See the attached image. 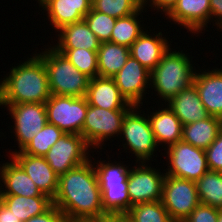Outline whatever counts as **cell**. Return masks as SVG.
<instances>
[{"instance_id":"cell-23","label":"cell","mask_w":222,"mask_h":222,"mask_svg":"<svg viewBox=\"0 0 222 222\" xmlns=\"http://www.w3.org/2000/svg\"><path fill=\"white\" fill-rule=\"evenodd\" d=\"M165 104L179 118L182 125L194 123L209 116L194 84L183 89Z\"/></svg>"},{"instance_id":"cell-36","label":"cell","mask_w":222,"mask_h":222,"mask_svg":"<svg viewBox=\"0 0 222 222\" xmlns=\"http://www.w3.org/2000/svg\"><path fill=\"white\" fill-rule=\"evenodd\" d=\"M205 153L209 170L222 172V130Z\"/></svg>"},{"instance_id":"cell-27","label":"cell","mask_w":222,"mask_h":222,"mask_svg":"<svg viewBox=\"0 0 222 222\" xmlns=\"http://www.w3.org/2000/svg\"><path fill=\"white\" fill-rule=\"evenodd\" d=\"M145 12L147 13L148 11L141 6L135 13L116 19L110 42L130 48L134 41L145 31L144 29L150 27L148 26L150 23L147 22V19L145 22L147 25L144 23L143 14L145 15Z\"/></svg>"},{"instance_id":"cell-3","label":"cell","mask_w":222,"mask_h":222,"mask_svg":"<svg viewBox=\"0 0 222 222\" xmlns=\"http://www.w3.org/2000/svg\"><path fill=\"white\" fill-rule=\"evenodd\" d=\"M183 50L180 46L174 47V49L170 46L157 66L151 71L149 93L151 92V95L155 93L156 98L152 101L156 105L161 104V101L164 102L163 104L167 103L183 89L193 84L197 69L196 64L192 63L194 56L191 57L190 53Z\"/></svg>"},{"instance_id":"cell-44","label":"cell","mask_w":222,"mask_h":222,"mask_svg":"<svg viewBox=\"0 0 222 222\" xmlns=\"http://www.w3.org/2000/svg\"><path fill=\"white\" fill-rule=\"evenodd\" d=\"M39 8L47 1V0H36Z\"/></svg>"},{"instance_id":"cell-24","label":"cell","mask_w":222,"mask_h":222,"mask_svg":"<svg viewBox=\"0 0 222 222\" xmlns=\"http://www.w3.org/2000/svg\"><path fill=\"white\" fill-rule=\"evenodd\" d=\"M221 130V118L209 115L205 119L183 125L182 140L194 147L207 149Z\"/></svg>"},{"instance_id":"cell-20","label":"cell","mask_w":222,"mask_h":222,"mask_svg":"<svg viewBox=\"0 0 222 222\" xmlns=\"http://www.w3.org/2000/svg\"><path fill=\"white\" fill-rule=\"evenodd\" d=\"M8 158L6 162H0V195L48 196L10 156Z\"/></svg>"},{"instance_id":"cell-7","label":"cell","mask_w":222,"mask_h":222,"mask_svg":"<svg viewBox=\"0 0 222 222\" xmlns=\"http://www.w3.org/2000/svg\"><path fill=\"white\" fill-rule=\"evenodd\" d=\"M10 114L11 121L9 124L11 127L9 131L11 133L12 139L14 138L15 150L12 148L9 150V155L21 151L32 138L43 129V127L48 123L47 111L45 103H21L12 105H0V108ZM16 147L18 149H16Z\"/></svg>"},{"instance_id":"cell-29","label":"cell","mask_w":222,"mask_h":222,"mask_svg":"<svg viewBox=\"0 0 222 222\" xmlns=\"http://www.w3.org/2000/svg\"><path fill=\"white\" fill-rule=\"evenodd\" d=\"M102 206L108 215H125L130 210L127 182L115 185H99Z\"/></svg>"},{"instance_id":"cell-10","label":"cell","mask_w":222,"mask_h":222,"mask_svg":"<svg viewBox=\"0 0 222 222\" xmlns=\"http://www.w3.org/2000/svg\"><path fill=\"white\" fill-rule=\"evenodd\" d=\"M161 202L174 222H183L200 204L196 183L165 175Z\"/></svg>"},{"instance_id":"cell-35","label":"cell","mask_w":222,"mask_h":222,"mask_svg":"<svg viewBox=\"0 0 222 222\" xmlns=\"http://www.w3.org/2000/svg\"><path fill=\"white\" fill-rule=\"evenodd\" d=\"M84 20L101 43L110 41L116 18L91 8Z\"/></svg>"},{"instance_id":"cell-34","label":"cell","mask_w":222,"mask_h":222,"mask_svg":"<svg viewBox=\"0 0 222 222\" xmlns=\"http://www.w3.org/2000/svg\"><path fill=\"white\" fill-rule=\"evenodd\" d=\"M92 9L116 19L135 13L142 0H92Z\"/></svg>"},{"instance_id":"cell-32","label":"cell","mask_w":222,"mask_h":222,"mask_svg":"<svg viewBox=\"0 0 222 222\" xmlns=\"http://www.w3.org/2000/svg\"><path fill=\"white\" fill-rule=\"evenodd\" d=\"M65 134L55 125L47 123L21 150L24 154L44 157L49 149Z\"/></svg>"},{"instance_id":"cell-18","label":"cell","mask_w":222,"mask_h":222,"mask_svg":"<svg viewBox=\"0 0 222 222\" xmlns=\"http://www.w3.org/2000/svg\"><path fill=\"white\" fill-rule=\"evenodd\" d=\"M10 157L27 173L43 194L54 198L58 188L59 175L50 167L45 157L15 152Z\"/></svg>"},{"instance_id":"cell-21","label":"cell","mask_w":222,"mask_h":222,"mask_svg":"<svg viewBox=\"0 0 222 222\" xmlns=\"http://www.w3.org/2000/svg\"><path fill=\"white\" fill-rule=\"evenodd\" d=\"M85 97L88 105L108 110L130 109L133 106L120 93L113 78H91Z\"/></svg>"},{"instance_id":"cell-9","label":"cell","mask_w":222,"mask_h":222,"mask_svg":"<svg viewBox=\"0 0 222 222\" xmlns=\"http://www.w3.org/2000/svg\"><path fill=\"white\" fill-rule=\"evenodd\" d=\"M45 106L49 124L55 125L64 133L82 136V128L88 109V101L85 96L71 97L51 94L45 102Z\"/></svg>"},{"instance_id":"cell-16","label":"cell","mask_w":222,"mask_h":222,"mask_svg":"<svg viewBox=\"0 0 222 222\" xmlns=\"http://www.w3.org/2000/svg\"><path fill=\"white\" fill-rule=\"evenodd\" d=\"M198 65L193 79L200 100L210 116L222 117V66L201 67Z\"/></svg>"},{"instance_id":"cell-38","label":"cell","mask_w":222,"mask_h":222,"mask_svg":"<svg viewBox=\"0 0 222 222\" xmlns=\"http://www.w3.org/2000/svg\"><path fill=\"white\" fill-rule=\"evenodd\" d=\"M176 1L177 0H142V6L146 10L151 9V10H148V12L151 11V13L152 11L155 12L157 10L155 13H152L154 15L156 13L157 15H159L161 12L160 17H159L161 18V17H164V15H166L173 8V6L176 4Z\"/></svg>"},{"instance_id":"cell-37","label":"cell","mask_w":222,"mask_h":222,"mask_svg":"<svg viewBox=\"0 0 222 222\" xmlns=\"http://www.w3.org/2000/svg\"><path fill=\"white\" fill-rule=\"evenodd\" d=\"M219 210L200 203L183 222H217Z\"/></svg>"},{"instance_id":"cell-14","label":"cell","mask_w":222,"mask_h":222,"mask_svg":"<svg viewBox=\"0 0 222 222\" xmlns=\"http://www.w3.org/2000/svg\"><path fill=\"white\" fill-rule=\"evenodd\" d=\"M150 76L151 72L130 55L113 79L130 104L145 105L144 103H149L145 99L149 98L146 94L150 95L147 93L150 91Z\"/></svg>"},{"instance_id":"cell-22","label":"cell","mask_w":222,"mask_h":222,"mask_svg":"<svg viewBox=\"0 0 222 222\" xmlns=\"http://www.w3.org/2000/svg\"><path fill=\"white\" fill-rule=\"evenodd\" d=\"M57 43L51 45L55 49H83L97 51L101 42L90 30L85 20L63 26L55 34Z\"/></svg>"},{"instance_id":"cell-31","label":"cell","mask_w":222,"mask_h":222,"mask_svg":"<svg viewBox=\"0 0 222 222\" xmlns=\"http://www.w3.org/2000/svg\"><path fill=\"white\" fill-rule=\"evenodd\" d=\"M124 216L129 222H174L161 201L136 204Z\"/></svg>"},{"instance_id":"cell-13","label":"cell","mask_w":222,"mask_h":222,"mask_svg":"<svg viewBox=\"0 0 222 222\" xmlns=\"http://www.w3.org/2000/svg\"><path fill=\"white\" fill-rule=\"evenodd\" d=\"M162 18L168 19L170 25H177L176 28L181 26V29H187L186 33L190 32L191 38L201 36L200 33L205 34L207 28H210L208 25H211L210 0H177Z\"/></svg>"},{"instance_id":"cell-11","label":"cell","mask_w":222,"mask_h":222,"mask_svg":"<svg viewBox=\"0 0 222 222\" xmlns=\"http://www.w3.org/2000/svg\"><path fill=\"white\" fill-rule=\"evenodd\" d=\"M135 164H131L127 178L130 207L144 202L161 201L166 175L164 169L154 168L149 162Z\"/></svg>"},{"instance_id":"cell-6","label":"cell","mask_w":222,"mask_h":222,"mask_svg":"<svg viewBox=\"0 0 222 222\" xmlns=\"http://www.w3.org/2000/svg\"><path fill=\"white\" fill-rule=\"evenodd\" d=\"M128 110L129 109L108 110L88 105L82 128V136L92 151L99 149L101 151L97 150V152L102 156L100 152L104 149L103 147L106 145V142L112 138L111 143L119 138L124 116Z\"/></svg>"},{"instance_id":"cell-2","label":"cell","mask_w":222,"mask_h":222,"mask_svg":"<svg viewBox=\"0 0 222 222\" xmlns=\"http://www.w3.org/2000/svg\"><path fill=\"white\" fill-rule=\"evenodd\" d=\"M12 66L0 79V105L45 103L51 96L48 73L35 53Z\"/></svg>"},{"instance_id":"cell-42","label":"cell","mask_w":222,"mask_h":222,"mask_svg":"<svg viewBox=\"0 0 222 222\" xmlns=\"http://www.w3.org/2000/svg\"><path fill=\"white\" fill-rule=\"evenodd\" d=\"M96 222H129L124 215H108Z\"/></svg>"},{"instance_id":"cell-17","label":"cell","mask_w":222,"mask_h":222,"mask_svg":"<svg viewBox=\"0 0 222 222\" xmlns=\"http://www.w3.org/2000/svg\"><path fill=\"white\" fill-rule=\"evenodd\" d=\"M92 0H47L40 8L54 33L63 26L84 20L92 8Z\"/></svg>"},{"instance_id":"cell-28","label":"cell","mask_w":222,"mask_h":222,"mask_svg":"<svg viewBox=\"0 0 222 222\" xmlns=\"http://www.w3.org/2000/svg\"><path fill=\"white\" fill-rule=\"evenodd\" d=\"M94 152L96 151L94 150L91 152L93 156H90V158L93 161V164L97 173L99 185H115V184H120L121 182H127V178L130 172L129 166H131V164L125 163V162H128V160L116 161L114 158L112 162L108 154H106V156H108L106 158L107 160H105L104 157H103L104 160H102V158H100L99 160L98 156H97L98 158L97 160L96 158L95 159L93 158L95 155Z\"/></svg>"},{"instance_id":"cell-39","label":"cell","mask_w":222,"mask_h":222,"mask_svg":"<svg viewBox=\"0 0 222 222\" xmlns=\"http://www.w3.org/2000/svg\"><path fill=\"white\" fill-rule=\"evenodd\" d=\"M23 222H66L63 212L54 204L43 214L29 218Z\"/></svg>"},{"instance_id":"cell-26","label":"cell","mask_w":222,"mask_h":222,"mask_svg":"<svg viewBox=\"0 0 222 222\" xmlns=\"http://www.w3.org/2000/svg\"><path fill=\"white\" fill-rule=\"evenodd\" d=\"M0 200L22 222L43 214L53 205V199L49 196L0 195Z\"/></svg>"},{"instance_id":"cell-4","label":"cell","mask_w":222,"mask_h":222,"mask_svg":"<svg viewBox=\"0 0 222 222\" xmlns=\"http://www.w3.org/2000/svg\"><path fill=\"white\" fill-rule=\"evenodd\" d=\"M144 105H133L125 114L121 134L119 136V146H122V152L132 154L135 157L132 164L142 162H153L156 160L157 151L160 147L157 145L151 123ZM121 138V139H120ZM155 157V159H154ZM154 159V160H153Z\"/></svg>"},{"instance_id":"cell-19","label":"cell","mask_w":222,"mask_h":222,"mask_svg":"<svg viewBox=\"0 0 222 222\" xmlns=\"http://www.w3.org/2000/svg\"><path fill=\"white\" fill-rule=\"evenodd\" d=\"M148 108H145L147 110L145 112L149 117L152 131L159 147L166 149L168 146L182 140L183 125L166 104L163 105V102H161L156 108L158 110L154 109V107ZM150 108L152 111H150Z\"/></svg>"},{"instance_id":"cell-15","label":"cell","mask_w":222,"mask_h":222,"mask_svg":"<svg viewBox=\"0 0 222 222\" xmlns=\"http://www.w3.org/2000/svg\"><path fill=\"white\" fill-rule=\"evenodd\" d=\"M155 29V27L153 30L149 27L145 29L130 47V55L150 72L157 66L163 54L173 43L172 39L170 41L168 35L166 36L170 31L165 33L166 30L162 28L163 34L161 29L157 32Z\"/></svg>"},{"instance_id":"cell-30","label":"cell","mask_w":222,"mask_h":222,"mask_svg":"<svg viewBox=\"0 0 222 222\" xmlns=\"http://www.w3.org/2000/svg\"><path fill=\"white\" fill-rule=\"evenodd\" d=\"M195 183L200 203L222 210V172L208 170Z\"/></svg>"},{"instance_id":"cell-43","label":"cell","mask_w":222,"mask_h":222,"mask_svg":"<svg viewBox=\"0 0 222 222\" xmlns=\"http://www.w3.org/2000/svg\"><path fill=\"white\" fill-rule=\"evenodd\" d=\"M217 222H222V210L218 211V219Z\"/></svg>"},{"instance_id":"cell-25","label":"cell","mask_w":222,"mask_h":222,"mask_svg":"<svg viewBox=\"0 0 222 222\" xmlns=\"http://www.w3.org/2000/svg\"><path fill=\"white\" fill-rule=\"evenodd\" d=\"M130 48L113 42H103L97 50L98 76L113 78L125 65Z\"/></svg>"},{"instance_id":"cell-8","label":"cell","mask_w":222,"mask_h":222,"mask_svg":"<svg viewBox=\"0 0 222 222\" xmlns=\"http://www.w3.org/2000/svg\"><path fill=\"white\" fill-rule=\"evenodd\" d=\"M163 151L161 156H165V166H168L161 168L166 175L196 182L209 170L205 149L180 140Z\"/></svg>"},{"instance_id":"cell-41","label":"cell","mask_w":222,"mask_h":222,"mask_svg":"<svg viewBox=\"0 0 222 222\" xmlns=\"http://www.w3.org/2000/svg\"><path fill=\"white\" fill-rule=\"evenodd\" d=\"M0 222H22L12 211L0 200Z\"/></svg>"},{"instance_id":"cell-5","label":"cell","mask_w":222,"mask_h":222,"mask_svg":"<svg viewBox=\"0 0 222 222\" xmlns=\"http://www.w3.org/2000/svg\"><path fill=\"white\" fill-rule=\"evenodd\" d=\"M42 47L44 48L41 52L39 50L38 52L34 50V52L45 64L51 94L71 97L86 96L91 78L80 72L51 44L47 43Z\"/></svg>"},{"instance_id":"cell-12","label":"cell","mask_w":222,"mask_h":222,"mask_svg":"<svg viewBox=\"0 0 222 222\" xmlns=\"http://www.w3.org/2000/svg\"><path fill=\"white\" fill-rule=\"evenodd\" d=\"M91 152L83 136L65 133L44 157L54 172L60 176L89 160Z\"/></svg>"},{"instance_id":"cell-33","label":"cell","mask_w":222,"mask_h":222,"mask_svg":"<svg viewBox=\"0 0 222 222\" xmlns=\"http://www.w3.org/2000/svg\"><path fill=\"white\" fill-rule=\"evenodd\" d=\"M57 50L89 78L98 77L97 51H90L85 48Z\"/></svg>"},{"instance_id":"cell-45","label":"cell","mask_w":222,"mask_h":222,"mask_svg":"<svg viewBox=\"0 0 222 222\" xmlns=\"http://www.w3.org/2000/svg\"><path fill=\"white\" fill-rule=\"evenodd\" d=\"M66 222H96V221H66Z\"/></svg>"},{"instance_id":"cell-1","label":"cell","mask_w":222,"mask_h":222,"mask_svg":"<svg viewBox=\"0 0 222 222\" xmlns=\"http://www.w3.org/2000/svg\"><path fill=\"white\" fill-rule=\"evenodd\" d=\"M53 204L63 212L66 221H97L108 216L91 158L59 176Z\"/></svg>"},{"instance_id":"cell-40","label":"cell","mask_w":222,"mask_h":222,"mask_svg":"<svg viewBox=\"0 0 222 222\" xmlns=\"http://www.w3.org/2000/svg\"><path fill=\"white\" fill-rule=\"evenodd\" d=\"M211 22L218 33L222 32V0H210ZM215 22V23H214Z\"/></svg>"}]
</instances>
